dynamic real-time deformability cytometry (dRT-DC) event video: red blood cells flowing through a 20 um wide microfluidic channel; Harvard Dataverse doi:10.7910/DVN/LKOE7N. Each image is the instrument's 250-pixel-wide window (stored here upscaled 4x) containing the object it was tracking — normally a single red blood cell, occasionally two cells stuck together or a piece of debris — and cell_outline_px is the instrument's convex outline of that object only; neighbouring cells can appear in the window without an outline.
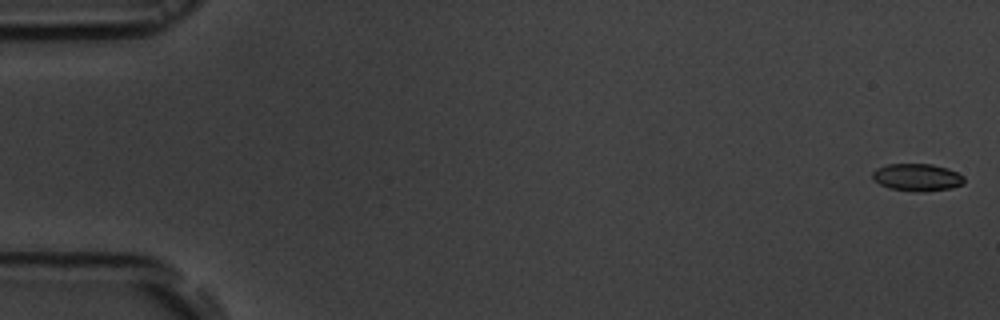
{"species": "common noctule bat (a hibernating species)", "species_latin": "Nyctalus noctula", "temperature_condition": "room temperature", "stored_images_in_passage": 56, "camera_frame_rate_fps": 3000, "um_per_image_px": 0.085, "animal": {"sex": "male", "body_mass_g": 19.5, "forearm_length_mm": 54.6}, "frame": {"image": 1, "passage_image": 1, "time_ms": 0.0, "image_size_px": [1000, 320], "cell_outline_px": [[964, 184], [952, 188], [924, 192], [916, 192], [888, 188], [872, 180], [872, 172], [876, 168], [888, 164], [932, 164], [948, 168], [964, 176]], "centroid_in_image_um": [77.95, 15.08], "position_along_channel_um": 7.1, "area_um2": 14.85}}
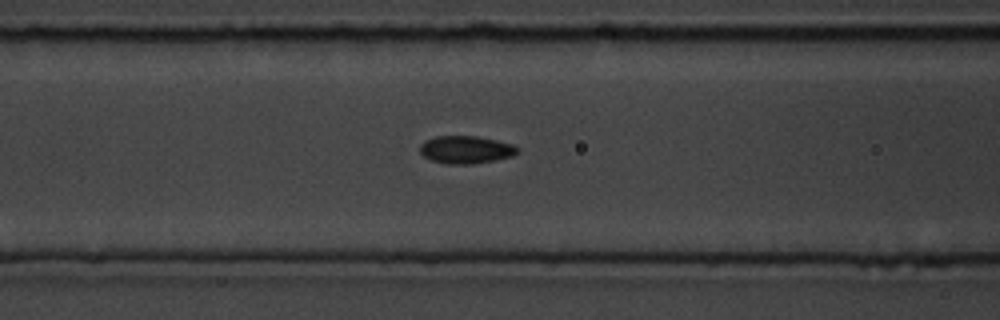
{"frame": {"image": 2, "passage_image": 23, "time_ms": 7.333, "image_size_px": [1000, 320], "cell_outline_px": [[520, 152], [512, 156], [496, 160], [472, 164], [448, 164], [432, 160], [424, 156], [420, 152], [420, 144], [424, 140], [436, 136], [476, 136], [496, 140], [512, 144], [520, 148]], "centroid_in_image_um": [39.62, 12.72], "position_along_channel_um": 127.0, "area_um2": 15.84}}
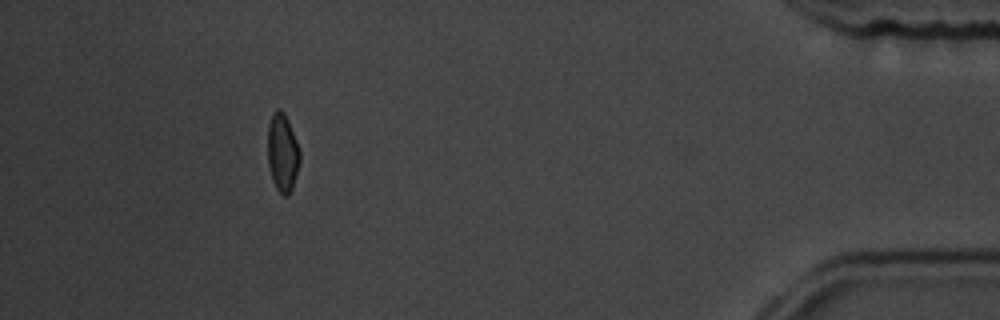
{"frame": {"image": 3, "passage_image": 51, "time_ms": 16.667, "image_size_px": [1000, 320], "cell_outline_px": [[300, 160], [292, 188], [288, 196], [284, 196], [276, 188], [272, 180], [268, 168], [268, 124], [272, 112], [276, 108], [280, 108], [284, 112], [288, 120], [296, 140], [300, 152]], "centroid_in_image_um": [23.99, 12.95], "position_along_channel_um": 411.2, "area_um2": 14.74}, "authors_computed_cell_mechanics": {"area_um2": 15.2303, "velocity_mm_per_s": 3.6808, "shape_relaxation_time_tau1_ms": 6.5721, "shape_relaxation_time_tau2_ms": 1.8303, "deformation_change_tau1": 0.1271, "deformation_change_tau2": 0.0593}}